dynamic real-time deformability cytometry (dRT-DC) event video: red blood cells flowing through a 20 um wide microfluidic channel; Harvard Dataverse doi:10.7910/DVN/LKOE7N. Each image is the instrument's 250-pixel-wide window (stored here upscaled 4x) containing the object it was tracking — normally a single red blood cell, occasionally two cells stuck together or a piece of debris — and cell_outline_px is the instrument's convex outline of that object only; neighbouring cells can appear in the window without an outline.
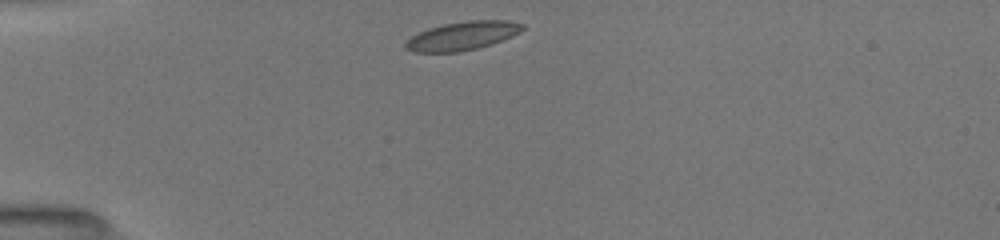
{"species": "common noctule bat (a hibernating species)", "species_latin": "Nyctalus noctula", "temperature_condition": "room temperature", "stored_images_in_passage": 40, "camera_frame_rate_fps": 3000, "um_per_image_px": 0.085, "animal": {"sex": "female", "body_mass_g": 19.5, "forearm_length_mm": 54.1}, "frame": {"image": 1, "passage_image": 1, "time_ms": 0.0, "image_size_px": [1000, 240], "cell_outline_px": [[524, 28], [520, 32], [512, 36], [492, 44], [460, 52], [412, 52], [404, 48], [404, 44], [412, 36], [428, 28], [444, 24], [468, 20], [508, 20], [524, 24]], "centroid_in_image_um": [39.31, 3.04], "position_along_channel_um": 45.7, "area_um2": 19.48}}
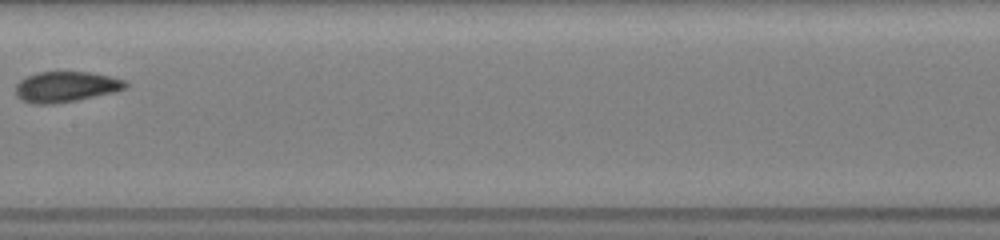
{"frame": {"image": 2, "passage_image": 16, "time_ms": 4.667, "image_size_px": [1000, 240], "cell_outline_px": [[128, 84], [124, 88], [116, 92], [56, 104], [32, 104], [20, 100], [16, 96], [16, 84], [20, 80], [36, 72], [88, 72], [108, 76], [124, 80]], "centroid_in_image_um": [5.56, 7.39], "position_along_channel_um": 201.8, "area_um2": 19.59}}
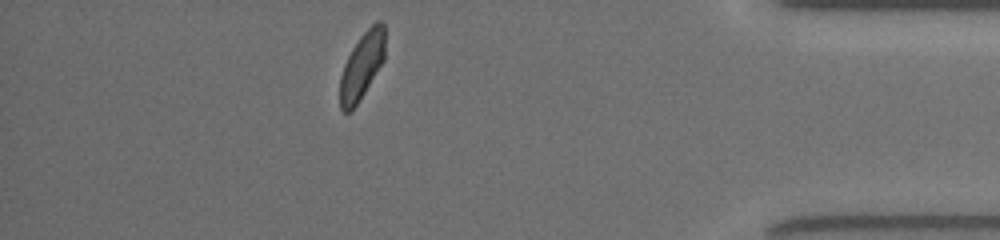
{"frame": {"image": 3, "passage_image": 35, "time_ms": 10.667, "image_size_px": [1000, 240], "cell_outline_px": [[384, 60], [352, 112], [344, 112], [340, 108], [340, 76], [344, 64], [352, 48], [360, 36], [376, 20], [380, 20], [384, 24]], "centroid_in_image_um": [30.75, 5.6], "position_along_channel_um": 404.5, "area_um2": 17.4}, "authors_computed_cell_mechanics": {"area_um2": 18.9584, "velocity_mm_per_s": 3.9919, "shape_relaxation_time_tau1_ms": 4.6447, "shape_relaxation_time_tau2_ms": 1.1555, "deformation_change_tau1": 0.1143, "deformation_change_tau2": 0.056}}